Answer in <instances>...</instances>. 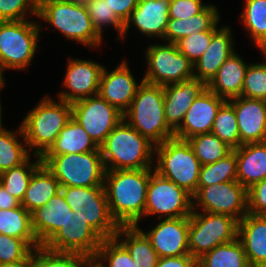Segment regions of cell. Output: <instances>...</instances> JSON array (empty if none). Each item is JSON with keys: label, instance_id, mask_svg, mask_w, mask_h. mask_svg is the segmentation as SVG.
Masks as SVG:
<instances>
[{"label": "cell", "instance_id": "6da1fadb", "mask_svg": "<svg viewBox=\"0 0 266 267\" xmlns=\"http://www.w3.org/2000/svg\"><path fill=\"white\" fill-rule=\"evenodd\" d=\"M153 169L106 170L104 183L110 213L119 226H137L144 216Z\"/></svg>", "mask_w": 266, "mask_h": 267}, {"label": "cell", "instance_id": "7a4b0ae2", "mask_svg": "<svg viewBox=\"0 0 266 267\" xmlns=\"http://www.w3.org/2000/svg\"><path fill=\"white\" fill-rule=\"evenodd\" d=\"M124 121L122 119L99 146L106 170L152 168L155 146Z\"/></svg>", "mask_w": 266, "mask_h": 267}, {"label": "cell", "instance_id": "3957f363", "mask_svg": "<svg viewBox=\"0 0 266 267\" xmlns=\"http://www.w3.org/2000/svg\"><path fill=\"white\" fill-rule=\"evenodd\" d=\"M143 137L156 145L174 138L164 114V87L141 81L129 108L123 113L126 120Z\"/></svg>", "mask_w": 266, "mask_h": 267}, {"label": "cell", "instance_id": "277c9868", "mask_svg": "<svg viewBox=\"0 0 266 267\" xmlns=\"http://www.w3.org/2000/svg\"><path fill=\"white\" fill-rule=\"evenodd\" d=\"M55 103L45 97L36 108L30 111L19 130L25 144L30 149L36 147L35 155L42 157L53 145L60 131L72 118V105L59 99Z\"/></svg>", "mask_w": 266, "mask_h": 267}, {"label": "cell", "instance_id": "5b68a950", "mask_svg": "<svg viewBox=\"0 0 266 267\" xmlns=\"http://www.w3.org/2000/svg\"><path fill=\"white\" fill-rule=\"evenodd\" d=\"M41 160L60 187H104L106 168L100 151L43 155Z\"/></svg>", "mask_w": 266, "mask_h": 267}, {"label": "cell", "instance_id": "8992f818", "mask_svg": "<svg viewBox=\"0 0 266 267\" xmlns=\"http://www.w3.org/2000/svg\"><path fill=\"white\" fill-rule=\"evenodd\" d=\"M51 23L68 39L88 46L101 44L84 2L75 0H39L38 15Z\"/></svg>", "mask_w": 266, "mask_h": 267}, {"label": "cell", "instance_id": "52a82bcc", "mask_svg": "<svg viewBox=\"0 0 266 267\" xmlns=\"http://www.w3.org/2000/svg\"><path fill=\"white\" fill-rule=\"evenodd\" d=\"M155 172L175 182L192 197L197 193L201 164L187 140L172 138L155 146Z\"/></svg>", "mask_w": 266, "mask_h": 267}, {"label": "cell", "instance_id": "ba28073f", "mask_svg": "<svg viewBox=\"0 0 266 267\" xmlns=\"http://www.w3.org/2000/svg\"><path fill=\"white\" fill-rule=\"evenodd\" d=\"M193 210L189 217V253L198 260L218 245L231 242L238 238L239 221L226 214Z\"/></svg>", "mask_w": 266, "mask_h": 267}, {"label": "cell", "instance_id": "9c48e42d", "mask_svg": "<svg viewBox=\"0 0 266 267\" xmlns=\"http://www.w3.org/2000/svg\"><path fill=\"white\" fill-rule=\"evenodd\" d=\"M73 212L80 211L88 225L104 240L114 238L119 225L113 219L105 187H60Z\"/></svg>", "mask_w": 266, "mask_h": 267}, {"label": "cell", "instance_id": "30bf717a", "mask_svg": "<svg viewBox=\"0 0 266 267\" xmlns=\"http://www.w3.org/2000/svg\"><path fill=\"white\" fill-rule=\"evenodd\" d=\"M38 26L27 20L0 21V71L24 69L32 60L39 36Z\"/></svg>", "mask_w": 266, "mask_h": 267}, {"label": "cell", "instance_id": "8fae6325", "mask_svg": "<svg viewBox=\"0 0 266 267\" xmlns=\"http://www.w3.org/2000/svg\"><path fill=\"white\" fill-rule=\"evenodd\" d=\"M146 57L149 68L142 80L147 83L164 87L194 77L193 63L174 43L150 45Z\"/></svg>", "mask_w": 266, "mask_h": 267}, {"label": "cell", "instance_id": "7c38bea8", "mask_svg": "<svg viewBox=\"0 0 266 267\" xmlns=\"http://www.w3.org/2000/svg\"><path fill=\"white\" fill-rule=\"evenodd\" d=\"M193 198L175 182L160 176L157 172H151L147 187L144 216L161 214L165 218L190 217L193 210Z\"/></svg>", "mask_w": 266, "mask_h": 267}, {"label": "cell", "instance_id": "4fadbf2b", "mask_svg": "<svg viewBox=\"0 0 266 267\" xmlns=\"http://www.w3.org/2000/svg\"><path fill=\"white\" fill-rule=\"evenodd\" d=\"M72 105V118L100 146L121 122L123 113L99 95L77 100Z\"/></svg>", "mask_w": 266, "mask_h": 267}, {"label": "cell", "instance_id": "5bb4252c", "mask_svg": "<svg viewBox=\"0 0 266 267\" xmlns=\"http://www.w3.org/2000/svg\"><path fill=\"white\" fill-rule=\"evenodd\" d=\"M192 199L197 200L203 212L226 214L238 221L248 213L247 189L238 181L202 187Z\"/></svg>", "mask_w": 266, "mask_h": 267}, {"label": "cell", "instance_id": "9a60e30c", "mask_svg": "<svg viewBox=\"0 0 266 267\" xmlns=\"http://www.w3.org/2000/svg\"><path fill=\"white\" fill-rule=\"evenodd\" d=\"M102 241L88 225L83 212L77 211L43 246L54 252L79 253L93 259Z\"/></svg>", "mask_w": 266, "mask_h": 267}, {"label": "cell", "instance_id": "2e32d148", "mask_svg": "<svg viewBox=\"0 0 266 267\" xmlns=\"http://www.w3.org/2000/svg\"><path fill=\"white\" fill-rule=\"evenodd\" d=\"M225 100L206 88L185 113L181 126L174 137L187 140L200 134L211 133L218 109Z\"/></svg>", "mask_w": 266, "mask_h": 267}, {"label": "cell", "instance_id": "e0dca14e", "mask_svg": "<svg viewBox=\"0 0 266 267\" xmlns=\"http://www.w3.org/2000/svg\"><path fill=\"white\" fill-rule=\"evenodd\" d=\"M145 235L159 258L189 253V217L165 218Z\"/></svg>", "mask_w": 266, "mask_h": 267}, {"label": "cell", "instance_id": "ac0fdd59", "mask_svg": "<svg viewBox=\"0 0 266 267\" xmlns=\"http://www.w3.org/2000/svg\"><path fill=\"white\" fill-rule=\"evenodd\" d=\"M103 68L96 62L71 59L63 84L70 92L60 93L59 99L73 103L93 94L98 95Z\"/></svg>", "mask_w": 266, "mask_h": 267}, {"label": "cell", "instance_id": "d6986e66", "mask_svg": "<svg viewBox=\"0 0 266 267\" xmlns=\"http://www.w3.org/2000/svg\"><path fill=\"white\" fill-rule=\"evenodd\" d=\"M236 115L240 146L266 141V105L262 99L238 97L228 101Z\"/></svg>", "mask_w": 266, "mask_h": 267}, {"label": "cell", "instance_id": "ffe728a7", "mask_svg": "<svg viewBox=\"0 0 266 267\" xmlns=\"http://www.w3.org/2000/svg\"><path fill=\"white\" fill-rule=\"evenodd\" d=\"M206 88L207 84L195 77L164 86V114L173 132L181 126L185 113Z\"/></svg>", "mask_w": 266, "mask_h": 267}, {"label": "cell", "instance_id": "44dd1931", "mask_svg": "<svg viewBox=\"0 0 266 267\" xmlns=\"http://www.w3.org/2000/svg\"><path fill=\"white\" fill-rule=\"evenodd\" d=\"M139 86L126 62H122L110 73L103 68L98 95L124 113L131 105Z\"/></svg>", "mask_w": 266, "mask_h": 267}, {"label": "cell", "instance_id": "7402d4cb", "mask_svg": "<svg viewBox=\"0 0 266 267\" xmlns=\"http://www.w3.org/2000/svg\"><path fill=\"white\" fill-rule=\"evenodd\" d=\"M75 216L65 197L60 191L46 205L31 213L32 228L40 244L43 246L57 231Z\"/></svg>", "mask_w": 266, "mask_h": 267}, {"label": "cell", "instance_id": "603a6c76", "mask_svg": "<svg viewBox=\"0 0 266 267\" xmlns=\"http://www.w3.org/2000/svg\"><path fill=\"white\" fill-rule=\"evenodd\" d=\"M169 0H152L138 2L124 24L123 36L129 30L130 23H134L141 33L164 38L169 20Z\"/></svg>", "mask_w": 266, "mask_h": 267}, {"label": "cell", "instance_id": "cb8c5ba5", "mask_svg": "<svg viewBox=\"0 0 266 267\" xmlns=\"http://www.w3.org/2000/svg\"><path fill=\"white\" fill-rule=\"evenodd\" d=\"M251 267H266V215L247 213L238 223V237Z\"/></svg>", "mask_w": 266, "mask_h": 267}, {"label": "cell", "instance_id": "d4e9b609", "mask_svg": "<svg viewBox=\"0 0 266 267\" xmlns=\"http://www.w3.org/2000/svg\"><path fill=\"white\" fill-rule=\"evenodd\" d=\"M228 27L220 28L213 36L207 50L193 64L197 74L194 77L208 84L217 74L221 65L233 53V42Z\"/></svg>", "mask_w": 266, "mask_h": 267}, {"label": "cell", "instance_id": "484cf974", "mask_svg": "<svg viewBox=\"0 0 266 267\" xmlns=\"http://www.w3.org/2000/svg\"><path fill=\"white\" fill-rule=\"evenodd\" d=\"M237 181L249 189L266 178V141L242 144L236 149Z\"/></svg>", "mask_w": 266, "mask_h": 267}, {"label": "cell", "instance_id": "4316f807", "mask_svg": "<svg viewBox=\"0 0 266 267\" xmlns=\"http://www.w3.org/2000/svg\"><path fill=\"white\" fill-rule=\"evenodd\" d=\"M248 66L234 52L221 65L217 74L207 84V88L225 101L240 97Z\"/></svg>", "mask_w": 266, "mask_h": 267}, {"label": "cell", "instance_id": "83f0119b", "mask_svg": "<svg viewBox=\"0 0 266 267\" xmlns=\"http://www.w3.org/2000/svg\"><path fill=\"white\" fill-rule=\"evenodd\" d=\"M91 151H100L99 146L83 127L71 118L44 155L76 154Z\"/></svg>", "mask_w": 266, "mask_h": 267}, {"label": "cell", "instance_id": "f1b7e54d", "mask_svg": "<svg viewBox=\"0 0 266 267\" xmlns=\"http://www.w3.org/2000/svg\"><path fill=\"white\" fill-rule=\"evenodd\" d=\"M60 192L55 176L42 164L32 175L21 205L30 213L48 203Z\"/></svg>", "mask_w": 266, "mask_h": 267}, {"label": "cell", "instance_id": "f546056e", "mask_svg": "<svg viewBox=\"0 0 266 267\" xmlns=\"http://www.w3.org/2000/svg\"><path fill=\"white\" fill-rule=\"evenodd\" d=\"M219 15L216 7L208 5L202 12L188 19H169L164 39L175 43L180 38L201 31H218Z\"/></svg>", "mask_w": 266, "mask_h": 267}, {"label": "cell", "instance_id": "4dcf8cb0", "mask_svg": "<svg viewBox=\"0 0 266 267\" xmlns=\"http://www.w3.org/2000/svg\"><path fill=\"white\" fill-rule=\"evenodd\" d=\"M121 234L126 239L120 243L135 261V267H156L159 256L145 232L141 231L138 226H120L115 235L118 241Z\"/></svg>", "mask_w": 266, "mask_h": 267}, {"label": "cell", "instance_id": "1f68e13d", "mask_svg": "<svg viewBox=\"0 0 266 267\" xmlns=\"http://www.w3.org/2000/svg\"><path fill=\"white\" fill-rule=\"evenodd\" d=\"M0 233L23 239L33 249L40 247L32 228L31 213L21 204L16 208L0 210Z\"/></svg>", "mask_w": 266, "mask_h": 267}, {"label": "cell", "instance_id": "d6a6232c", "mask_svg": "<svg viewBox=\"0 0 266 267\" xmlns=\"http://www.w3.org/2000/svg\"><path fill=\"white\" fill-rule=\"evenodd\" d=\"M198 267H251L239 238L218 245L197 260Z\"/></svg>", "mask_w": 266, "mask_h": 267}, {"label": "cell", "instance_id": "836d02e7", "mask_svg": "<svg viewBox=\"0 0 266 267\" xmlns=\"http://www.w3.org/2000/svg\"><path fill=\"white\" fill-rule=\"evenodd\" d=\"M228 181H237V160L234 150L215 163L201 166L197 192L202 187Z\"/></svg>", "mask_w": 266, "mask_h": 267}, {"label": "cell", "instance_id": "e575fe53", "mask_svg": "<svg viewBox=\"0 0 266 267\" xmlns=\"http://www.w3.org/2000/svg\"><path fill=\"white\" fill-rule=\"evenodd\" d=\"M36 158L38 159L33 164H30L28 159L25 163L0 174L1 186L20 203L33 173L42 165L41 157Z\"/></svg>", "mask_w": 266, "mask_h": 267}, {"label": "cell", "instance_id": "d590c367", "mask_svg": "<svg viewBox=\"0 0 266 267\" xmlns=\"http://www.w3.org/2000/svg\"><path fill=\"white\" fill-rule=\"evenodd\" d=\"M201 166L215 163L233 149L212 133L200 134L187 139Z\"/></svg>", "mask_w": 266, "mask_h": 267}, {"label": "cell", "instance_id": "8d00e7d4", "mask_svg": "<svg viewBox=\"0 0 266 267\" xmlns=\"http://www.w3.org/2000/svg\"><path fill=\"white\" fill-rule=\"evenodd\" d=\"M211 133L232 149L240 146V136L234 107L228 101H225L218 109Z\"/></svg>", "mask_w": 266, "mask_h": 267}, {"label": "cell", "instance_id": "74e56055", "mask_svg": "<svg viewBox=\"0 0 266 267\" xmlns=\"http://www.w3.org/2000/svg\"><path fill=\"white\" fill-rule=\"evenodd\" d=\"M33 251V267H89L92 260L79 253L54 252L44 246Z\"/></svg>", "mask_w": 266, "mask_h": 267}, {"label": "cell", "instance_id": "f35d334b", "mask_svg": "<svg viewBox=\"0 0 266 267\" xmlns=\"http://www.w3.org/2000/svg\"><path fill=\"white\" fill-rule=\"evenodd\" d=\"M13 131L0 128V174L25 163L29 150L23 148Z\"/></svg>", "mask_w": 266, "mask_h": 267}, {"label": "cell", "instance_id": "ab89813d", "mask_svg": "<svg viewBox=\"0 0 266 267\" xmlns=\"http://www.w3.org/2000/svg\"><path fill=\"white\" fill-rule=\"evenodd\" d=\"M242 22L260 48L266 42V0H246Z\"/></svg>", "mask_w": 266, "mask_h": 267}, {"label": "cell", "instance_id": "60d3db41", "mask_svg": "<svg viewBox=\"0 0 266 267\" xmlns=\"http://www.w3.org/2000/svg\"><path fill=\"white\" fill-rule=\"evenodd\" d=\"M101 267H106L104 262H108L107 267H135V261L132 260L127 249L114 238L104 239L93 258ZM99 261V262H98Z\"/></svg>", "mask_w": 266, "mask_h": 267}, {"label": "cell", "instance_id": "b9f144b4", "mask_svg": "<svg viewBox=\"0 0 266 267\" xmlns=\"http://www.w3.org/2000/svg\"><path fill=\"white\" fill-rule=\"evenodd\" d=\"M87 12L91 18L92 25L96 32L102 36L104 25H113L123 36L124 23L116 16L104 0H85Z\"/></svg>", "mask_w": 266, "mask_h": 267}, {"label": "cell", "instance_id": "7bdbcfd3", "mask_svg": "<svg viewBox=\"0 0 266 267\" xmlns=\"http://www.w3.org/2000/svg\"><path fill=\"white\" fill-rule=\"evenodd\" d=\"M241 96L266 100V62L247 67Z\"/></svg>", "mask_w": 266, "mask_h": 267}, {"label": "cell", "instance_id": "ee69618b", "mask_svg": "<svg viewBox=\"0 0 266 267\" xmlns=\"http://www.w3.org/2000/svg\"><path fill=\"white\" fill-rule=\"evenodd\" d=\"M216 32L217 31H201L192 33L189 36L180 38L174 44L177 49L194 64L207 50L212 40V36Z\"/></svg>", "mask_w": 266, "mask_h": 267}, {"label": "cell", "instance_id": "f6af8a7d", "mask_svg": "<svg viewBox=\"0 0 266 267\" xmlns=\"http://www.w3.org/2000/svg\"><path fill=\"white\" fill-rule=\"evenodd\" d=\"M32 250L25 240L0 233V263L24 261Z\"/></svg>", "mask_w": 266, "mask_h": 267}, {"label": "cell", "instance_id": "bcb514c9", "mask_svg": "<svg viewBox=\"0 0 266 267\" xmlns=\"http://www.w3.org/2000/svg\"><path fill=\"white\" fill-rule=\"evenodd\" d=\"M39 0H0V21L26 20V10L38 15Z\"/></svg>", "mask_w": 266, "mask_h": 267}, {"label": "cell", "instance_id": "7dc6e473", "mask_svg": "<svg viewBox=\"0 0 266 267\" xmlns=\"http://www.w3.org/2000/svg\"><path fill=\"white\" fill-rule=\"evenodd\" d=\"M208 5L201 0H169V19H188L202 12Z\"/></svg>", "mask_w": 266, "mask_h": 267}, {"label": "cell", "instance_id": "c3c4849f", "mask_svg": "<svg viewBox=\"0 0 266 267\" xmlns=\"http://www.w3.org/2000/svg\"><path fill=\"white\" fill-rule=\"evenodd\" d=\"M248 213L266 215V178L247 189Z\"/></svg>", "mask_w": 266, "mask_h": 267}, {"label": "cell", "instance_id": "681fc988", "mask_svg": "<svg viewBox=\"0 0 266 267\" xmlns=\"http://www.w3.org/2000/svg\"><path fill=\"white\" fill-rule=\"evenodd\" d=\"M116 16L125 24L138 5V0H104Z\"/></svg>", "mask_w": 266, "mask_h": 267}, {"label": "cell", "instance_id": "f907efd6", "mask_svg": "<svg viewBox=\"0 0 266 267\" xmlns=\"http://www.w3.org/2000/svg\"><path fill=\"white\" fill-rule=\"evenodd\" d=\"M197 260L190 254L159 258L156 267H196Z\"/></svg>", "mask_w": 266, "mask_h": 267}, {"label": "cell", "instance_id": "816d5d0a", "mask_svg": "<svg viewBox=\"0 0 266 267\" xmlns=\"http://www.w3.org/2000/svg\"><path fill=\"white\" fill-rule=\"evenodd\" d=\"M20 202L10 195L0 184V210H8L16 208Z\"/></svg>", "mask_w": 266, "mask_h": 267}, {"label": "cell", "instance_id": "f5cc1de1", "mask_svg": "<svg viewBox=\"0 0 266 267\" xmlns=\"http://www.w3.org/2000/svg\"><path fill=\"white\" fill-rule=\"evenodd\" d=\"M0 267H33V253L24 261L0 263Z\"/></svg>", "mask_w": 266, "mask_h": 267}, {"label": "cell", "instance_id": "db71d44e", "mask_svg": "<svg viewBox=\"0 0 266 267\" xmlns=\"http://www.w3.org/2000/svg\"><path fill=\"white\" fill-rule=\"evenodd\" d=\"M2 75L3 74L0 71V89H1V87H4V84H5L4 79H3L4 77Z\"/></svg>", "mask_w": 266, "mask_h": 267}, {"label": "cell", "instance_id": "11a10c76", "mask_svg": "<svg viewBox=\"0 0 266 267\" xmlns=\"http://www.w3.org/2000/svg\"><path fill=\"white\" fill-rule=\"evenodd\" d=\"M89 267H101V266H99V265L96 263V261H94V260L92 259Z\"/></svg>", "mask_w": 266, "mask_h": 267}, {"label": "cell", "instance_id": "9f6ffc18", "mask_svg": "<svg viewBox=\"0 0 266 267\" xmlns=\"http://www.w3.org/2000/svg\"><path fill=\"white\" fill-rule=\"evenodd\" d=\"M260 49L263 51V53L266 56V42L261 45Z\"/></svg>", "mask_w": 266, "mask_h": 267}, {"label": "cell", "instance_id": "6f0895ef", "mask_svg": "<svg viewBox=\"0 0 266 267\" xmlns=\"http://www.w3.org/2000/svg\"><path fill=\"white\" fill-rule=\"evenodd\" d=\"M1 110H2V109H1V104H0V128H2V124H1V120H2V119H1Z\"/></svg>", "mask_w": 266, "mask_h": 267}, {"label": "cell", "instance_id": "680465c9", "mask_svg": "<svg viewBox=\"0 0 266 267\" xmlns=\"http://www.w3.org/2000/svg\"><path fill=\"white\" fill-rule=\"evenodd\" d=\"M142 1H152V0H138V2H142Z\"/></svg>", "mask_w": 266, "mask_h": 267}]
</instances>
